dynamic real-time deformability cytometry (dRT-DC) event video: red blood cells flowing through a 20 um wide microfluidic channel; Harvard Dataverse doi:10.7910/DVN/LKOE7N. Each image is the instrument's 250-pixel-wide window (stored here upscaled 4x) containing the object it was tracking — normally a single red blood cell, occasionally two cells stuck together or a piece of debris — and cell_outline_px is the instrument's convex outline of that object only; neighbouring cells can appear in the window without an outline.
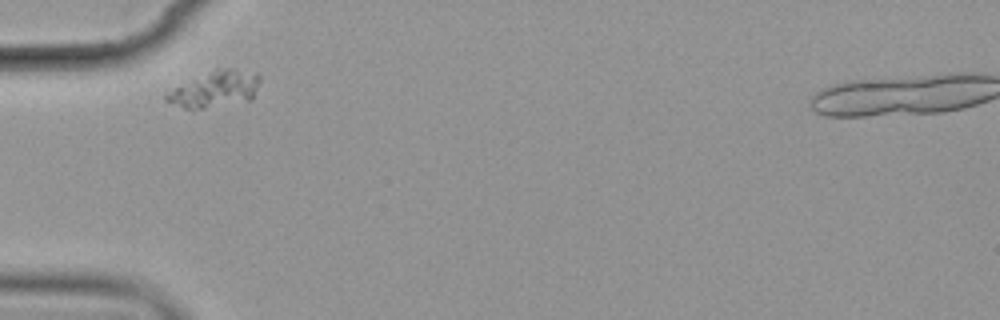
{"species": "common noctule bat (a hibernating species)", "species_latin": "Nyctalus noctula", "temperature_condition": "cold", "stored_images_in_passage": 2, "camera_frame_rate_fps": 3000, "um_per_image_px": 0.085, "animal": {"sex": "female", "body_mass_g": 19.9}, "frame": {"image": 1, "passage_image": 1, "time_ms": 0.0, "image_size_px": [1000, 320], "cell_outline_px": [[260, 80], [252, 96], [248, 100], [192, 112], [164, 100], [164, 92], [216, 68], [232, 68], [256, 72], [260, 76]], "centroid_in_image_um": [18.21, 7.6], "position_along_channel_um": 66.8, "area_um2": 20.06}}